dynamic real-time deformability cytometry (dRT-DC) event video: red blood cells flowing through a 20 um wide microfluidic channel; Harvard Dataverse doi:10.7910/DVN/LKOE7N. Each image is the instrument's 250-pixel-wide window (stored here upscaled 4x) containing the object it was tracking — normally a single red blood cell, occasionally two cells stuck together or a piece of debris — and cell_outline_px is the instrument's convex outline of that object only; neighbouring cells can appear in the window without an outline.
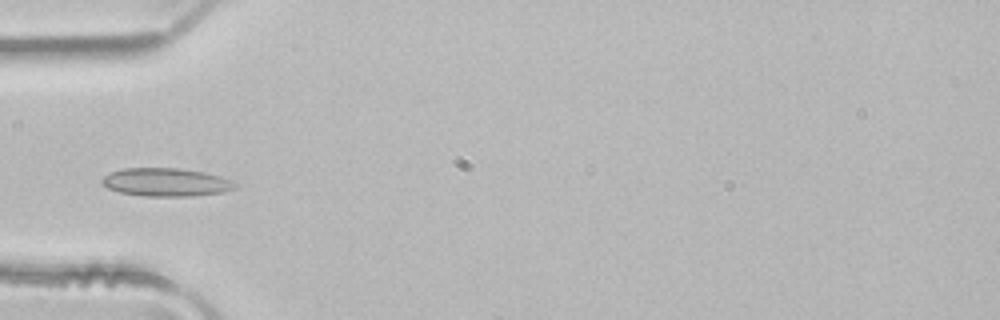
{"species": "common noctule bat (a hibernating species)", "species_latin": "Nyctalus noctula", "temperature_condition": "room temperature", "stored_images_in_passage": 5, "camera_frame_rate_fps": 3000, "um_per_image_px": 0.085, "animal": {"sex": "male", "body_mass_g": 21.5, "forearm_length_mm": 52.0}, "frame": {"image": 1, "passage_image": 4, "time_ms": 1.0, "image_size_px": [1000, 320], "cell_outline_px": [[236, 188], [224, 192], [192, 196], [144, 196], [120, 192], [108, 188], [100, 180], [104, 176], [112, 172], [124, 168], [180, 168], [204, 172], [220, 176], [232, 180], [236, 184]], "centroid_in_image_um": [14.14, 15.49], "position_along_channel_um": 70.9, "area_um2": 21.85}}